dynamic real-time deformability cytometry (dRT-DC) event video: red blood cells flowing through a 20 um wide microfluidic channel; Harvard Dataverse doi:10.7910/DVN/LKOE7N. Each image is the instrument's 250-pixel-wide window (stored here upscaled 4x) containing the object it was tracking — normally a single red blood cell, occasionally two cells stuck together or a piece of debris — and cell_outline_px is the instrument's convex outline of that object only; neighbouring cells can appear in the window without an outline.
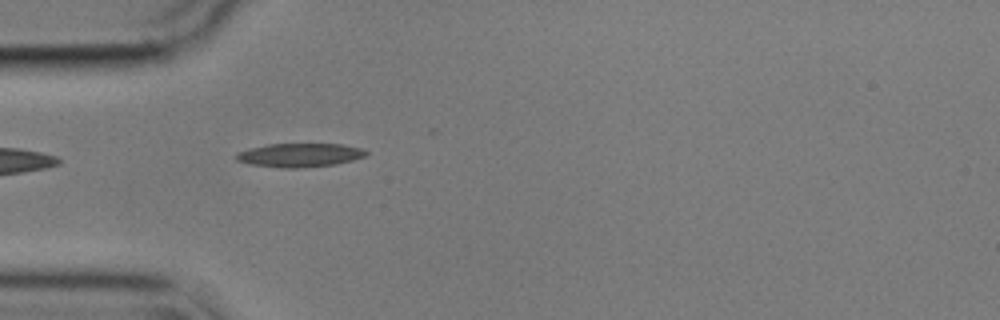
{"species": "common noctule bat (a hibernating species)", "species_latin": "Nyctalus noctula", "temperature_condition": "cold", "stored_images_in_passage": 9, "camera_frame_rate_fps": 3000, "um_per_image_px": 0.085, "animal": {"sex": "male", "body_mass_g": 17.9}, "frame": {"image": 1, "passage_image": 1, "time_ms": 0.0, "image_size_px": [1000, 320], "cell_outline_px": [[368, 156], [336, 164], [296, 168], [284, 168], [248, 164], [236, 160], [236, 152], [248, 148], [268, 144], [344, 144], [364, 148], [368, 152]], "centroid_in_image_um": [25.49, 13.17], "position_along_channel_um": 59.5, "area_um2": 18.15}}
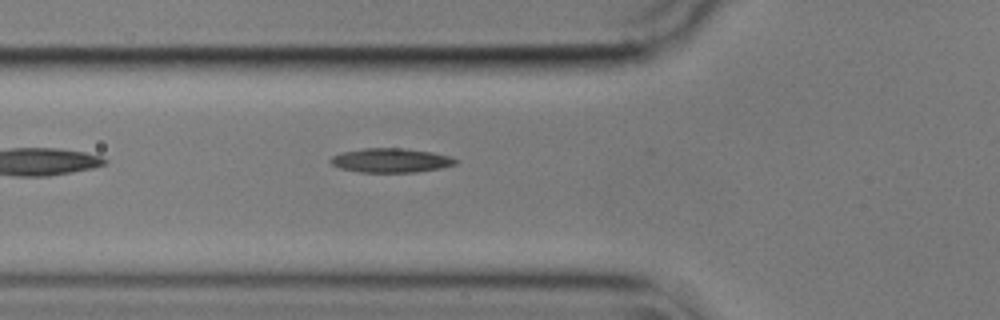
{"frame": {"image": 2, "passage_image": 4, "time_ms": 1.0, "image_size_px": [1000, 320], "cell_outline_px": [[460, 160], [456, 164], [440, 168], [416, 172], [360, 172], [340, 168], [332, 164], [328, 160], [332, 156], [344, 152], [364, 148], [404, 148], [432, 152], [452, 156]], "centroid_in_image_um": [33.26, 13.63], "position_along_channel_um": 92.5, "area_um2": 17.69}}